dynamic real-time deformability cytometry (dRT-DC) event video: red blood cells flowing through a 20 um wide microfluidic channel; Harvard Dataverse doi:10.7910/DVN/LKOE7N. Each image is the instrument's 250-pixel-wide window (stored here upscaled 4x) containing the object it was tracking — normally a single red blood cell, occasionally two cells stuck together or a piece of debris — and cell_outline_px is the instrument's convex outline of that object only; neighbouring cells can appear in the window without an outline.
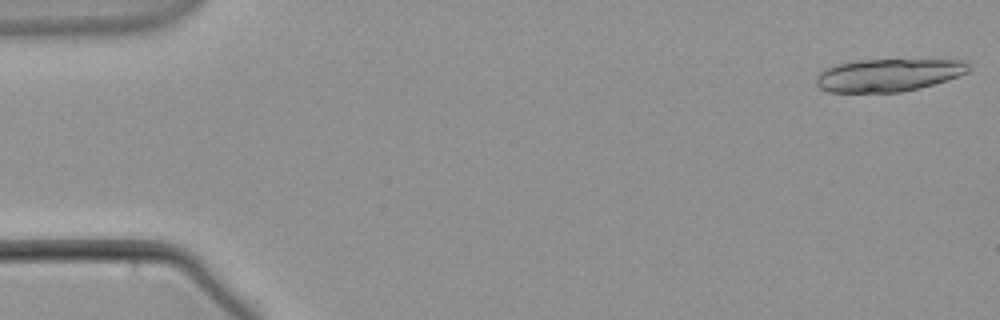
{"species": "common noctule bat (a hibernating species)", "species_latin": "Nyctalus noctula", "temperature_condition": "warm", "stored_images_in_passage": 19, "camera_frame_rate_fps": 3000, "um_per_image_px": 0.085, "animal": {"sex": "male", "body_mass_g": 21.5, "forearm_length_mm": 52.0}, "frame": {"image": 1, "passage_image": 1, "time_ms": 0.0, "image_size_px": [1000, 320], "cell_outline_px": [[972, 68], [968, 72], [960, 76], [920, 88], [900, 92], [828, 92], [820, 88], [816, 84], [816, 76], [824, 68], [836, 64], [856, 60], [964, 60], [972, 64]], "centroid_in_image_um": [75.53, 6.38], "position_along_channel_um": 9.5, "area_um2": 29.3}}